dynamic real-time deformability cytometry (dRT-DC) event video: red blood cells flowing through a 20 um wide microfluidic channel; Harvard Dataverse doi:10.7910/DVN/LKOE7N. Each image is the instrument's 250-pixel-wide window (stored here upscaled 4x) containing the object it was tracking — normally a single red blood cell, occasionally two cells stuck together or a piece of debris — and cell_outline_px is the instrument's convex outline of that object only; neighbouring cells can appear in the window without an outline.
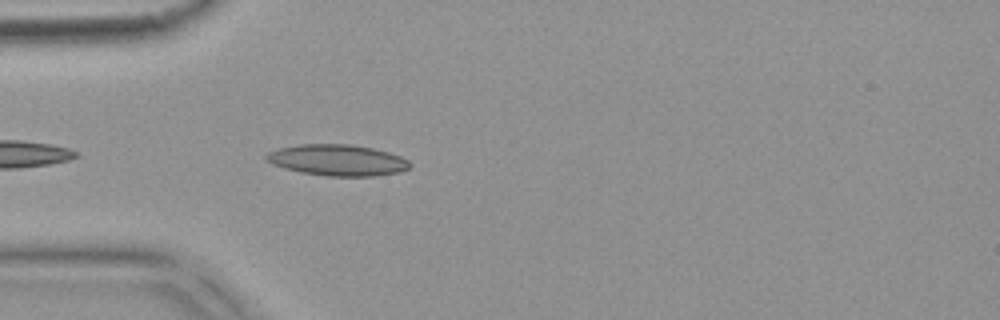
{"species": "common noctule bat (a hibernating species)", "species_latin": "Nyctalus noctula", "temperature_condition": "warm", "stored_images_in_passage": 1, "camera_frame_rate_fps": 3000, "um_per_image_px": 0.085, "animal": {"sex": "female", "body_mass_g": 18.4}, "frame": {"image": 1, "passage_image": 1, "time_ms": 0.0, "image_size_px": [1000, 320], "cell_outline_px": [[412, 164], [408, 168], [400, 172], [372, 176], [328, 176], [300, 172], [284, 168], [272, 164], [264, 160], [264, 156], [268, 152], [280, 148], [300, 144], [348, 144], [372, 148], [388, 152], [400, 156], [408, 160]], "centroid_in_image_um": [28.66, 13.61], "position_along_channel_um": 56.3, "area_um2": 26.07}}